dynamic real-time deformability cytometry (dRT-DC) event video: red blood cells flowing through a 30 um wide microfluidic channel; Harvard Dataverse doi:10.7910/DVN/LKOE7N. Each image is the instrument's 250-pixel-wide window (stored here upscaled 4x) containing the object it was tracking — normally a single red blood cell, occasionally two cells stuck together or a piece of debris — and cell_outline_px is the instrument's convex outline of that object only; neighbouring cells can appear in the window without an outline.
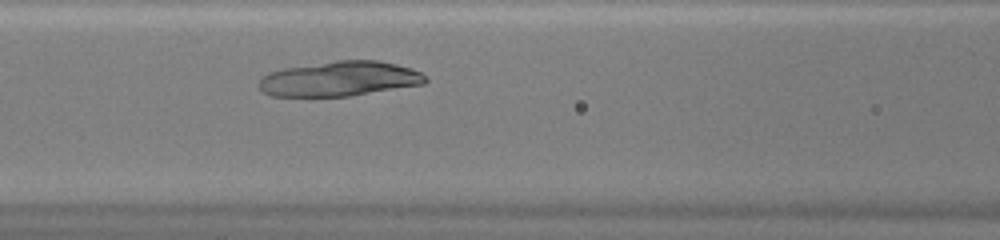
{"species": "common noctule bat (a hibernating species)", "species_latin": "Nyctalus noctula", "temperature_condition": "warm", "stored_images_in_passage": 28, "camera_frame_rate_fps": 3000, "um_per_image_px": 0.085, "animal": {"sex": "female", "body_mass_g": 20.0, "forearm_length_mm": 54.0}, "frame": {"image": 1, "passage_image": 9, "time_ms": 2.667, "image_size_px": [1000, 240], "cell_outline_px": [[428, 80], [424, 84], [348, 96], [272, 96], [264, 92], [260, 88], [260, 76], [268, 72], [284, 68], [336, 60], [376, 60], [396, 64], [412, 68], [420, 72]], "centroid_in_image_um": [28.85, 6.69], "position_along_channel_um": 137.7, "area_um2": 33.76}}
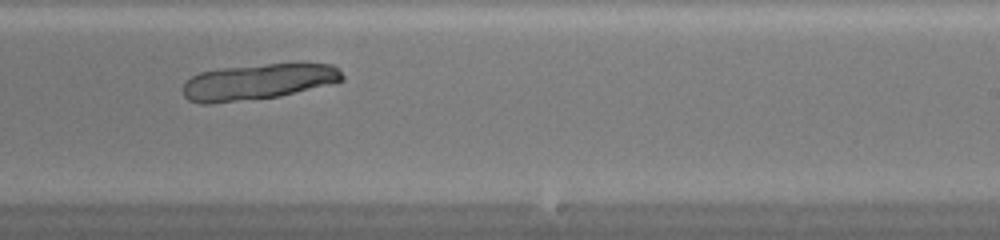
{"frame": {"image": 2, "passage_image": 18, "time_ms": 5.667, "image_size_px": [1000, 240], "cell_outline_px": [[344, 80], [280, 96], [212, 104], [200, 104], [188, 100], [184, 96], [184, 84], [192, 76], [200, 72], [220, 68], [268, 64], [332, 64], [340, 68], [344, 76]], "centroid_in_image_um": [21.91, 6.96], "position_along_channel_um": 267.1, "area_um2": 33.12}}